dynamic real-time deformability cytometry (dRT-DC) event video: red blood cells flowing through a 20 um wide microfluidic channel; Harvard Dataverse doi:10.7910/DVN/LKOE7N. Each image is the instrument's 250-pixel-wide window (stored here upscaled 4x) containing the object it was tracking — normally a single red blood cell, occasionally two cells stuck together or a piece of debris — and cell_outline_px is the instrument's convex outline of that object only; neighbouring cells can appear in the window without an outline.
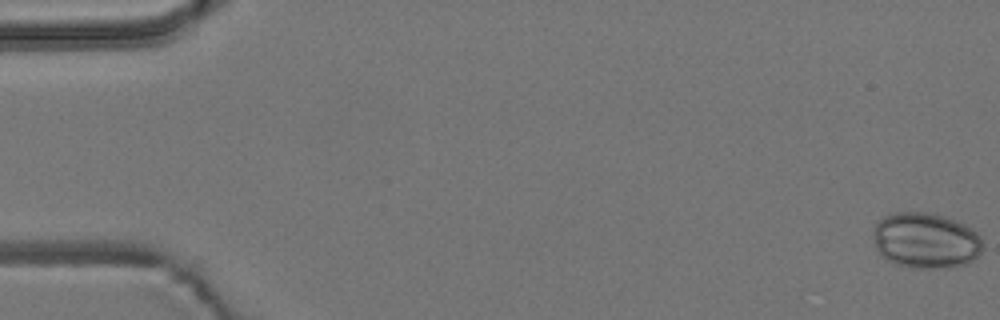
{"species": "common noctule bat (a hibernating species)", "species_latin": "Nyctalus noctula", "temperature_condition": "room temperature", "stored_images_in_passage": 12, "camera_frame_rate_fps": 3000, "um_per_image_px": 0.085, "animal": {"sex": "male", "body_mass_g": 19.2, "forearm_length_mm": 51.8}, "frame": {"image": 1, "passage_image": 1, "time_ms": 0.0, "image_size_px": [1000, 320], "cell_outline_px": [[984, 248], [972, 260], [964, 264], [952, 268], [912, 268], [896, 264], [880, 256], [876, 248], [876, 220], [884, 216], [896, 212], [928, 212], [944, 216], [956, 220], [972, 228], [980, 236]], "centroid_in_image_um": [78.71, 20.45], "position_along_channel_um": 6.3, "area_um2": 35.66}}